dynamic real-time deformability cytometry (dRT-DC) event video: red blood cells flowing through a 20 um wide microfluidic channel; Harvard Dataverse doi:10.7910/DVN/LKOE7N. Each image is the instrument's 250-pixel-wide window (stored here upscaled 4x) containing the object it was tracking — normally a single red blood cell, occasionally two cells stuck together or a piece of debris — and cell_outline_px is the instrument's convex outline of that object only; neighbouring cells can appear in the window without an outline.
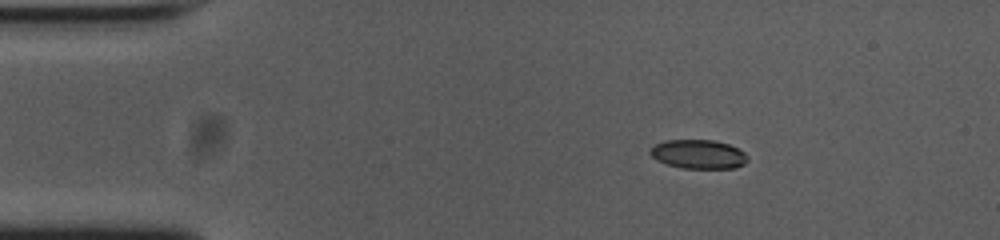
{"species": "common noctule bat (a hibernating species)", "species_latin": "Nyctalus noctula", "temperature_condition": "cold", "stored_images_in_passage": 54, "camera_frame_rate_fps": 3000, "um_per_image_px": 0.085, "animal": {"sex": "female", "body_mass_g": 23.0, "forearm_length_mm": 53.4}, "frame": {"image": 1, "passage_image": 8, "time_ms": 2.333, "image_size_px": [1000, 240], "cell_outline_px": [[748, 160], [744, 164], [736, 168], [684, 168], [668, 164], [656, 160], [648, 152], [656, 144], [664, 140], [712, 140], [728, 144], [744, 152], [748, 156]], "centroid_in_image_um": [59.37, 13.11], "position_along_channel_um": 25.6, "area_um2": 16.36}}
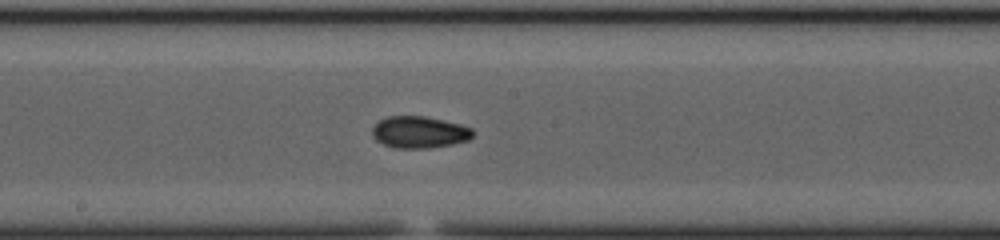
{"frame": {"image": 2, "passage_image": 28, "time_ms": 9.0, "image_size_px": [1000, 240], "cell_outline_px": [[472, 136], [468, 140], [452, 144], [428, 148], [396, 148], [384, 144], [376, 140], [372, 136], [372, 128], [380, 120], [388, 116], [424, 116], [460, 124], [472, 128]], "centroid_in_image_um": [35.62, 11.23], "position_along_channel_um": 212.6, "area_um2": 18.5}}
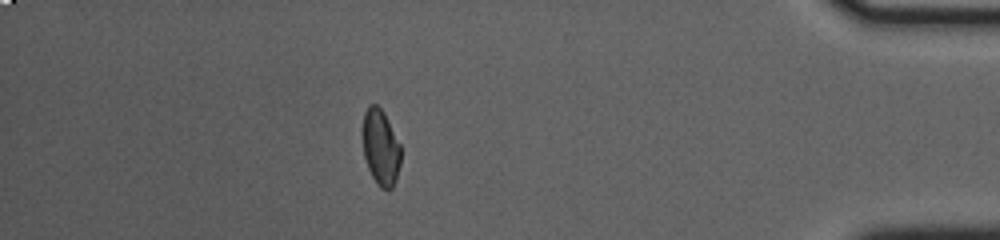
{"frame": {"image": 3, "passage_image": 47, "time_ms": 15.333, "image_size_px": [1000, 240], "cell_outline_px": [[400, 164], [396, 180], [392, 188], [380, 188], [376, 184], [368, 168], [364, 156], [360, 132], [364, 112], [368, 104], [376, 104], [384, 112], [400, 144]], "centroid_in_image_um": [32.31, 12.49], "position_along_channel_um": 402.9, "area_um2": 17.28}, "authors_computed_cell_mechanics": {"area_um2": 17.4845, "velocity_mm_per_s": 3.7531, "shape_relaxation_time_tau1_ms": 2.8495, "shape_relaxation_time_tau2_ms": 2.8128, "deformation_change_tau1": 0.1274, "deformation_change_tau2": 0.075}}